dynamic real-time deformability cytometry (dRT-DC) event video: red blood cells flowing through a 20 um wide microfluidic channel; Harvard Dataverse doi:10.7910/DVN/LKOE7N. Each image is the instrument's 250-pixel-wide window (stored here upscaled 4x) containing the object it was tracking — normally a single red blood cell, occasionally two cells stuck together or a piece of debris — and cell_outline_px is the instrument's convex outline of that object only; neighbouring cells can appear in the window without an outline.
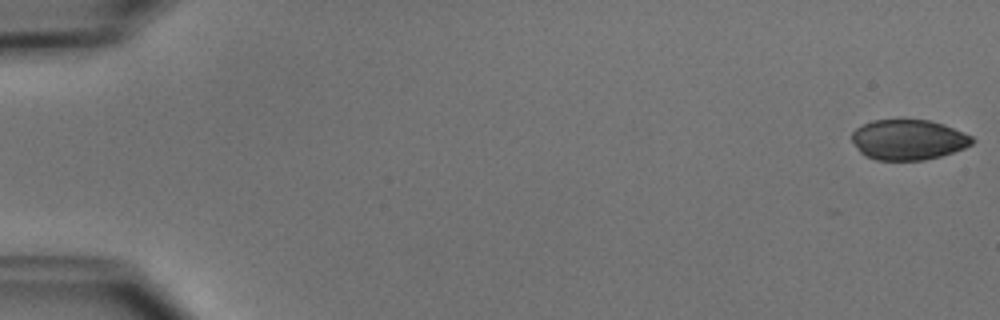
{"species": "common noctule bat (a hibernating species)", "species_latin": "Nyctalus noctula", "temperature_condition": "cold", "stored_images_in_passage": 6, "camera_frame_rate_fps": 3000, "um_per_image_px": 0.085, "animal": {"sex": "male", "body_mass_g": 15.6}, "frame": {"image": 1, "passage_image": 1, "time_ms": 0.0, "image_size_px": [1000, 320], "cell_outline_px": [[976, 140], [972, 144], [964, 148], [940, 156], [924, 160], [876, 160], [864, 156], [860, 152], [852, 140], [852, 132], [856, 128], [872, 120], [928, 120], [944, 124], [972, 136]], "centroid_in_image_um": [77.21, 11.88], "position_along_channel_um": 7.8, "area_um2": 28.21}}